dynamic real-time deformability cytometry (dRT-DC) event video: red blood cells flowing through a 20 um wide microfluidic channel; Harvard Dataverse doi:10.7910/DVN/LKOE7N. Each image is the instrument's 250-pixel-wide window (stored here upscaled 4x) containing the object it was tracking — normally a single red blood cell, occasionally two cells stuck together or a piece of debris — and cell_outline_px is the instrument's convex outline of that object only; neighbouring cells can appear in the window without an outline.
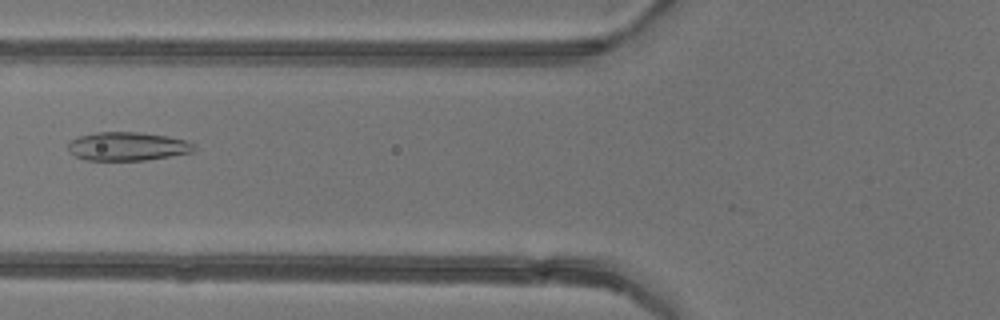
{"species": "common noctule bat (a hibernating species)", "species_latin": "Nyctalus noctula", "temperature_condition": "warm", "stored_images_in_passage": 6, "camera_frame_rate_fps": 3000, "um_per_image_px": 0.085, "animal": {"sex": "female"}, "frame": {"image": 1, "passage_image": 6, "time_ms": 6.667, "image_size_px": [1000, 320], "cell_outline_px": [[196, 148], [192, 152], [144, 160], [84, 160], [68, 152], [68, 144], [72, 140], [80, 136], [96, 132], [140, 132], [168, 136], [184, 140], [192, 144]], "centroid_in_image_um": [10.8, 12.44], "position_along_channel_um": 115.0, "area_um2": 20.81}}